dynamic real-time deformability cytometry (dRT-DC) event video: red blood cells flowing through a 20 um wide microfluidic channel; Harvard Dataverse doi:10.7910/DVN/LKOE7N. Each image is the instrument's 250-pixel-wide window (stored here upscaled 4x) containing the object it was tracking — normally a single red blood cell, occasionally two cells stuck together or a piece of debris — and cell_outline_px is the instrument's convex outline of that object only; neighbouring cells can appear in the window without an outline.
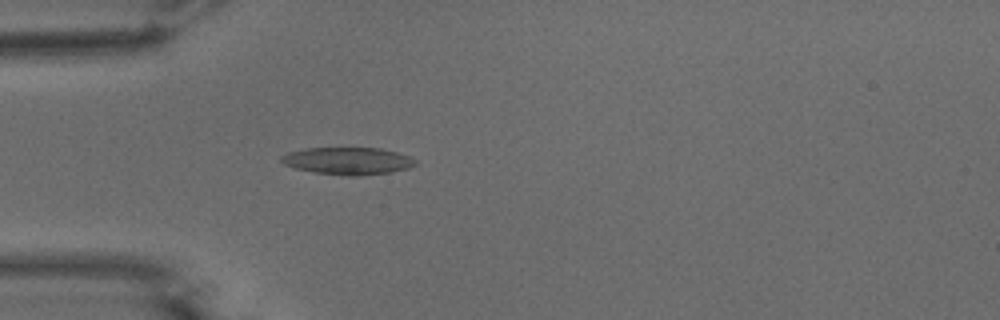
{"species": "common noctule bat (a hibernating species)", "species_latin": "Nyctalus noctula", "temperature_condition": "warm", "stored_images_in_passage": 47, "camera_frame_rate_fps": 3000, "um_per_image_px": 0.085, "animal": {"sex": "male", "body_mass_g": 15.6}, "frame": {"image": 1, "passage_image": 10, "time_ms": 3.0, "image_size_px": [1000, 320], "cell_outline_px": [[416, 164], [408, 168], [392, 172], [356, 176], [348, 176], [316, 172], [296, 168], [284, 164], [280, 160], [280, 156], [288, 152], [304, 148], [380, 148], [396, 152], [408, 156], [416, 160]], "centroid_in_image_um": [29.55, 13.67], "position_along_channel_um": 55.4, "area_um2": 21.21}}
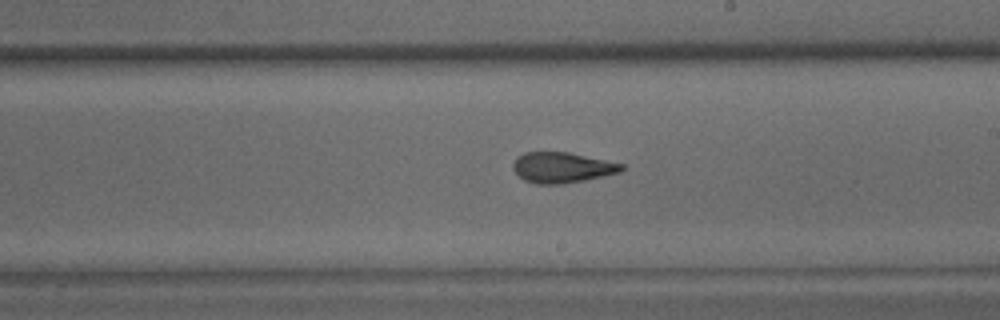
{"frame": {"image": 2, "passage_image": 25, "time_ms": 8.0, "image_size_px": [1000, 320], "cell_outline_px": [[624, 168], [620, 172], [604, 176], [584, 180], [560, 184], [536, 184], [524, 180], [512, 168], [512, 164], [516, 156], [524, 152], [568, 152], [624, 164]], "centroid_in_image_um": [47.75, 14.23], "position_along_channel_um": 241.3, "area_um2": 19.31}}
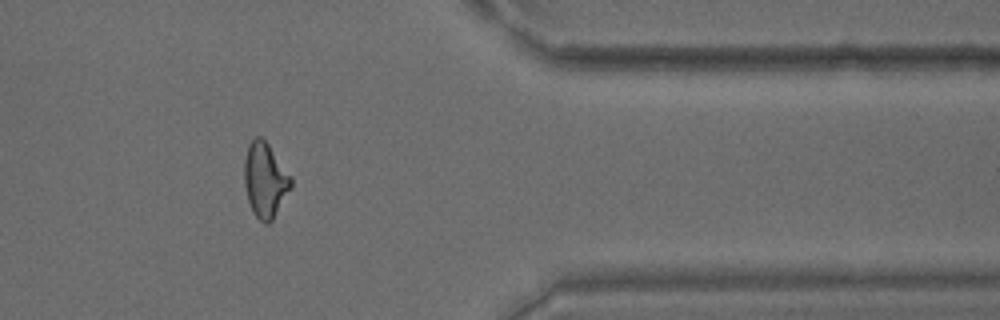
{"frame": {"image": 3, "passage_image": 38, "time_ms": 12.333, "image_size_px": [1000, 320], "cell_outline_px": [[292, 188], [272, 220], [268, 224], [264, 224], [252, 212], [248, 200], [244, 184], [244, 160], [248, 144], [256, 136], [260, 136], [268, 144], [292, 176]], "centroid_in_image_um": [22.54, 15.31], "position_along_channel_um": 388.9, "area_um2": 20.52}, "authors_computed_cell_mechanics": {"area_um2": 20.1144, "velocity_mm_per_s": 3.8269, "shape_relaxation_time_tau1_ms": null, "shape_relaxation_time_tau2_ms": 1.9696, "deformation_change_tau1": null, "deformation_change_tau2": 0.1151}}